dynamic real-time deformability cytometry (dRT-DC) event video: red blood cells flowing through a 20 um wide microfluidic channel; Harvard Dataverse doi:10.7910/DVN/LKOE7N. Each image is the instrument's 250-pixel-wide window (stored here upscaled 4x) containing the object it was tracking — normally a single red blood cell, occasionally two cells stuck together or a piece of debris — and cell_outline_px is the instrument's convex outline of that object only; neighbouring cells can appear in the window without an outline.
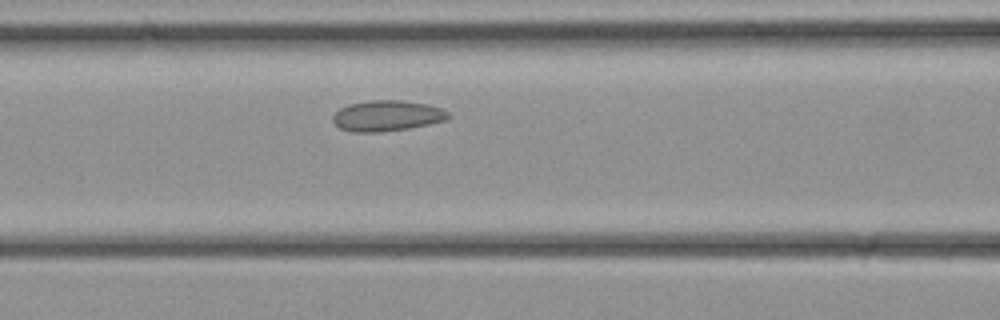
{"species": "common noctule bat (a hibernating species)", "species_latin": "Nyctalus noctula", "temperature_condition": "cold", "stored_images_in_passage": 20, "camera_frame_rate_fps": 3000, "um_per_image_px": 0.085, "animal": {"sex": "female", "body_mass_g": 21.9}, "frame": {"image": 1, "passage_image": 6, "time_ms": 1.667, "image_size_px": [1000, 320], "cell_outline_px": [[448, 116], [444, 120], [428, 124], [408, 128], [380, 132], [352, 132], [340, 128], [332, 120], [332, 116], [340, 108], [348, 104], [368, 100], [400, 100], [428, 104], [440, 108], [448, 112]], "centroid_in_image_um": [32.84, 9.83], "position_along_channel_um": 133.8, "area_um2": 20.52}}
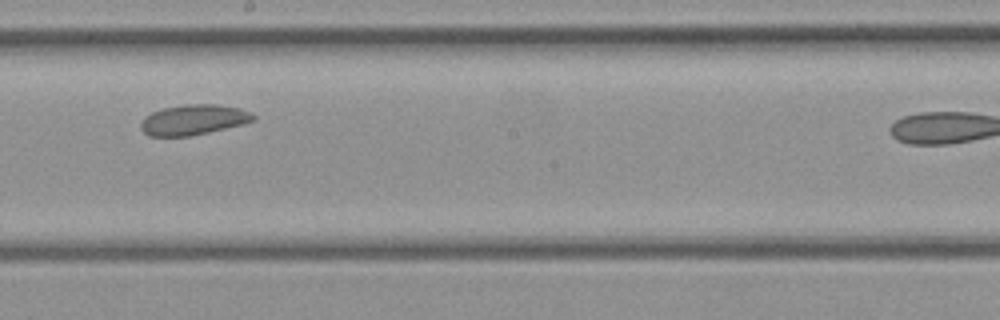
{"frame": {"image": 2, "passage_image": 11, "time_ms": 3.333, "image_size_px": [1000, 320], "cell_outline_px": [[256, 120], [244, 124], [208, 132], [188, 136], [148, 136], [140, 128], [140, 124], [144, 116], [160, 108], [184, 104], [216, 104], [240, 108], [256, 116]], "centroid_in_image_um": [16.43, 10.17], "position_along_channel_um": 231.8, "area_um2": 20.0}}
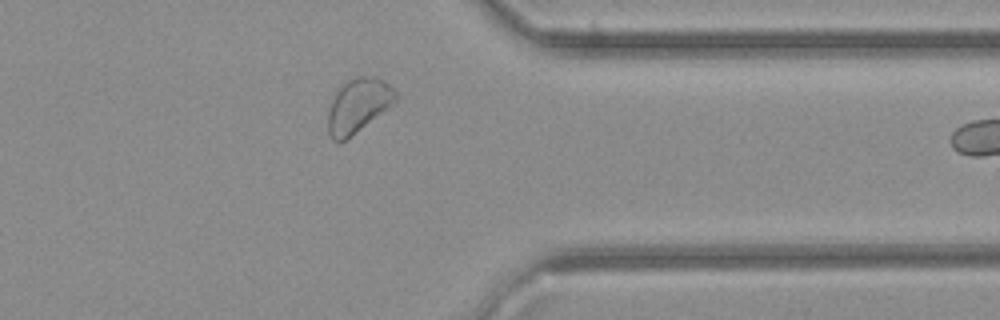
{"frame": {"image": 3, "passage_image": 19, "time_ms": 6.0, "image_size_px": [1000, 320], "cell_outline_px": [[400, 96], [392, 104], [340, 144], [332, 140], [328, 132], [328, 112], [332, 100], [340, 84], [344, 80], [356, 76], [376, 76], [384, 80]], "centroid_in_image_um": [30.42, 8.93], "position_along_channel_um": 381.0, "area_um2": 21.33}}